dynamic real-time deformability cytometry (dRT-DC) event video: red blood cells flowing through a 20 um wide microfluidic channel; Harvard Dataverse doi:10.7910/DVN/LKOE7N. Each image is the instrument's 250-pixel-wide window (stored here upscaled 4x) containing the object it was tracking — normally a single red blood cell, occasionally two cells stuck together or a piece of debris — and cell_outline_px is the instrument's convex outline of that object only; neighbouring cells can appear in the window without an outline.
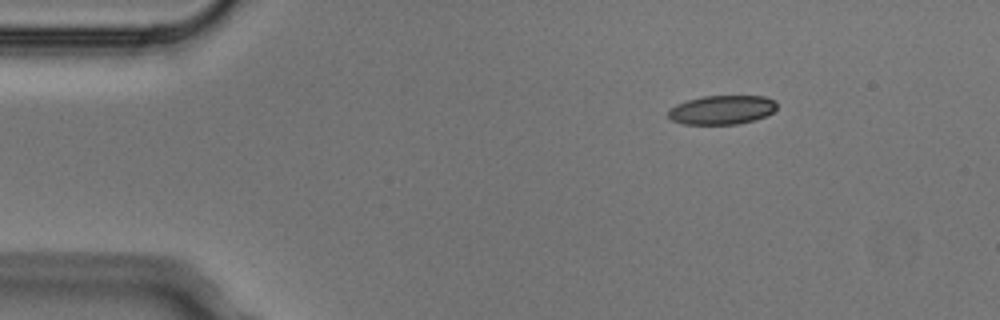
{"species": "Egyptian fruit bat (a non-hibernating species)", "species_latin": "Rousettus aegyptiacus", "temperature_condition": "cold", "stored_images_in_passage": 3, "camera_frame_rate_fps": 3000, "um_per_image_px": 0.085, "animal": {"sex": "male"}, "frame": {"image": 1, "passage_image": 1, "time_ms": 0.0, "image_size_px": [1000, 320], "cell_outline_px": [[776, 108], [772, 112], [764, 116], [752, 120], [736, 124], [684, 124], [672, 120], [668, 116], [668, 112], [676, 104], [688, 100], [704, 96], [764, 96], [776, 100]], "centroid_in_image_um": [61.36, 9.33], "position_along_channel_um": 23.6, "area_um2": 18.15}}